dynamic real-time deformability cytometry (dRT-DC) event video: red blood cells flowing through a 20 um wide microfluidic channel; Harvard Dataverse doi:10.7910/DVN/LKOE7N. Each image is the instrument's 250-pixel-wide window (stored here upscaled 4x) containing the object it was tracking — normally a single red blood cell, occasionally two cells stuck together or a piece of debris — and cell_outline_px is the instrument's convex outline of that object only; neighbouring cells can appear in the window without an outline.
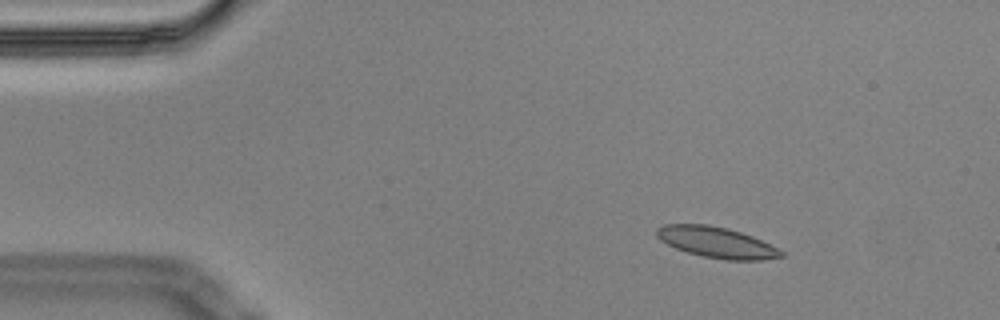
{"species": "Egyptian fruit bat (a non-hibernating species)", "species_latin": "Rousettus aegyptiacus", "temperature_condition": "cold", "stored_images_in_passage": 9, "camera_frame_rate_fps": 3000, "um_per_image_px": 0.085, "animal": {"sex": "male"}, "frame": {"image": 1, "passage_image": 1, "time_ms": 0.0, "image_size_px": [1000, 320], "cell_outline_px": [[784, 256], [764, 260], [728, 260], [704, 256], [688, 252], [676, 248], [660, 240], [656, 236], [656, 228], [664, 224], [708, 224], [728, 228], [752, 236], [784, 252]], "centroid_in_image_um": [60.89, 20.59], "position_along_channel_um": 24.1, "area_um2": 22.2}}
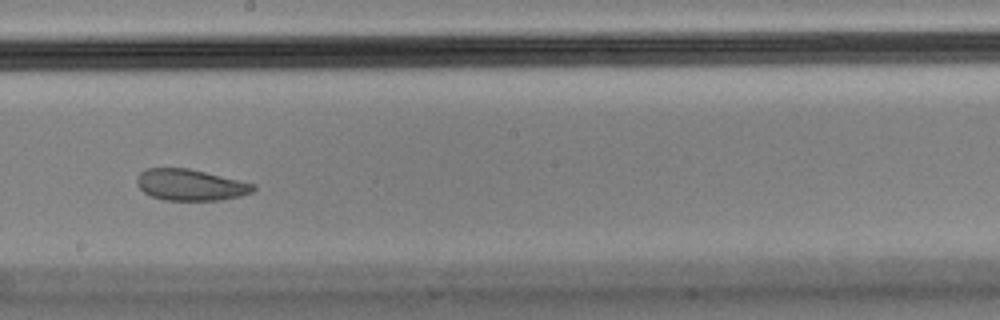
{"frame": {"image": 2, "passage_image": 7, "time_ms": 2.0, "image_size_px": [1000, 320], "cell_outline_px": [[256, 188], [252, 192], [240, 196], [220, 200], [164, 200], [152, 196], [144, 192], [136, 184], [136, 180], [140, 172], [148, 168], [188, 168], [256, 184]], "centroid_in_image_um": [16.19, 15.71], "position_along_channel_um": 232.0, "area_um2": 21.15}}
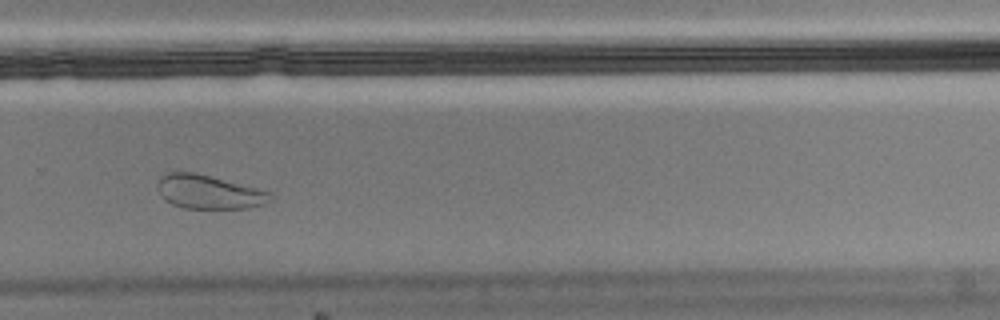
{"frame": {"image": 3, "passage_image": 9, "time_ms": 2.667, "image_size_px": [1000, 320], "cell_outline_px": [[276, 200], [264, 204], [248, 208], [184, 208], [172, 204], [164, 200], [160, 196], [160, 176], [168, 172], [196, 172], [272, 192], [276, 196]], "centroid_in_image_um": [17.84, 16.32], "position_along_channel_um": 312.0, "area_um2": 22.37}}